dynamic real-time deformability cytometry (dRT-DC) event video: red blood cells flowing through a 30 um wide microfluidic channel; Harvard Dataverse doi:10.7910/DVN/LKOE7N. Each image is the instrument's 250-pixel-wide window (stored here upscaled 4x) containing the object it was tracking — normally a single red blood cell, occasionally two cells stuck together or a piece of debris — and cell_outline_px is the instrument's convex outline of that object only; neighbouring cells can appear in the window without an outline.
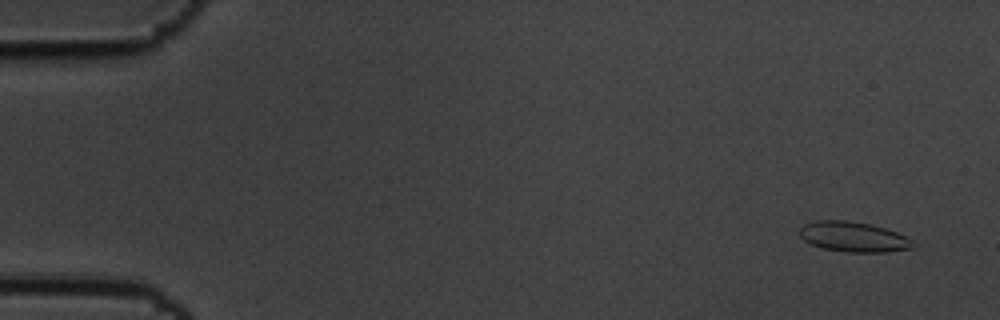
{"species": "common noctule bat (a hibernating species)", "species_latin": "Nyctalus noctula", "temperature_condition": "cold", "stored_images_in_passage": 59, "camera_frame_rate_fps": 3000, "um_per_image_px": 0.085, "animal": {"sex": "male", "body_mass_g": 19.5, "forearm_length_mm": 54.6}, "frame": {"image": 1, "passage_image": 4, "time_ms": 1.0, "image_size_px": [1000, 320], "cell_outline_px": [[916, 248], [888, 252], [848, 252], [824, 248], [812, 244], [804, 240], [800, 236], [800, 228], [804, 224], [816, 220], [844, 220], [872, 224], [896, 232], [912, 240]], "centroid_in_image_um": [72.57, 20.13], "position_along_channel_um": 12.4, "area_um2": 19.88}}
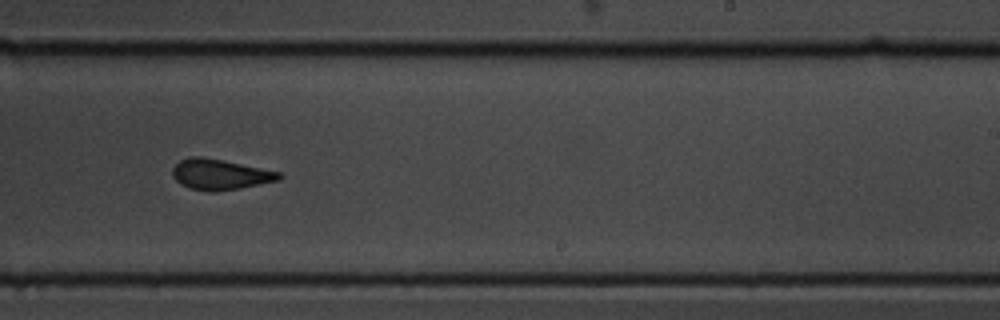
{"frame": {"image": 2, "passage_image": 37, "time_ms": 12.0, "image_size_px": [1000, 320], "cell_outline_px": [[284, 176], [280, 180], [240, 188], [216, 192], [212, 192], [188, 188], [180, 184], [172, 176], [172, 168], [180, 160], [188, 156], [200, 156], [280, 172]], "centroid_in_image_um": [18.67, 14.84], "position_along_channel_um": 270.3, "area_um2": 18.96}}
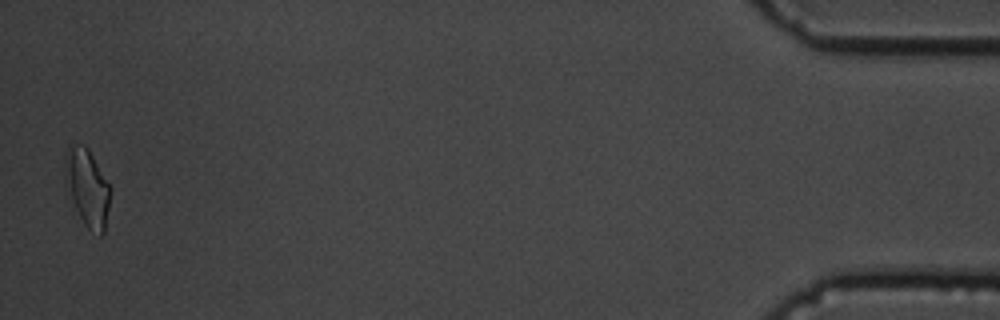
{"frame": {"image": 3, "passage_image": 58, "time_ms": 19.0, "image_size_px": [1000, 320], "cell_outline_px": [[112, 188], [104, 232], [100, 236], [88, 228], [84, 224], [76, 208], [64, 172], [64, 156], [68, 144], [84, 144], [88, 148]], "centroid_in_image_um": [7.44, 15.89], "position_along_channel_um": 427.8, "area_um2": 20.17}, "authors_computed_cell_mechanics": {"area_um2": 19.4208, "velocity_mm_per_s": 3.4744, "shape_relaxation_time_tau1_ms": 4.1403, "shape_relaxation_time_tau2_ms": 2.5379, "deformation_change_tau1": 0.1251, "deformation_change_tau2": 0.0996}}